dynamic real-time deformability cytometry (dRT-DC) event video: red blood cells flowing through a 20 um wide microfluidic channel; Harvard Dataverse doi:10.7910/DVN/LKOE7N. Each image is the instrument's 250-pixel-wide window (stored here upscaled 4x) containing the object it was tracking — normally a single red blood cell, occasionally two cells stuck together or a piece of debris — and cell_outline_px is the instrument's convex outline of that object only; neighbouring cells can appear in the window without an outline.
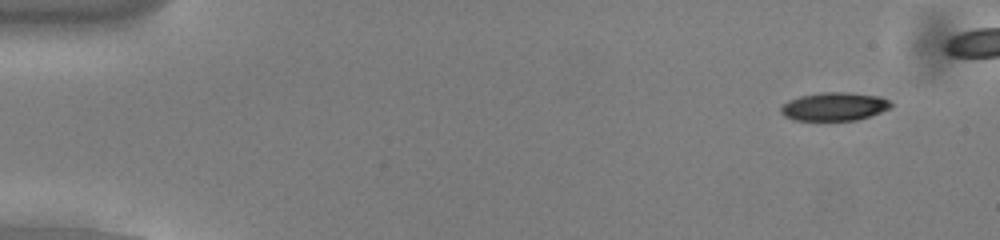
{"species": "common noctule bat (a hibernating species)", "species_latin": "Nyctalus noctula", "temperature_condition": "cold", "stored_images_in_passage": 48, "camera_frame_rate_fps": 3000, "um_per_image_px": 0.085, "animal": {"sex": "male", "body_mass_g": 13.0, "forearm_length_mm": 53.1}, "frame": {"image": 1, "passage_image": 4, "time_ms": 1.0, "image_size_px": [1000, 240], "cell_outline_px": [[892, 104], [888, 108], [880, 112], [856, 120], [792, 120], [784, 116], [780, 112], [780, 108], [788, 100], [800, 96], [820, 92], [848, 92], [880, 96], [888, 100]], "centroid_in_image_um": [70.87, 9.05], "position_along_channel_um": 14.1, "area_um2": 18.09}}
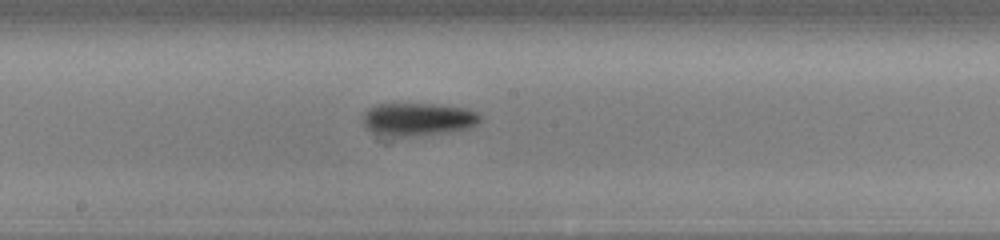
{"frame": {"image": 2, "passage_image": 29, "time_ms": 9.333, "image_size_px": [1000, 240], "cell_outline_px": [[484, 116], [472, 128], [416, 136], [396, 136], [372, 132], [364, 128], [364, 112], [368, 108], [376, 104], [432, 104], [464, 108], [476, 112]], "centroid_in_image_um": [35.53, 10.13], "position_along_channel_um": 212.7, "area_um2": 22.37}}
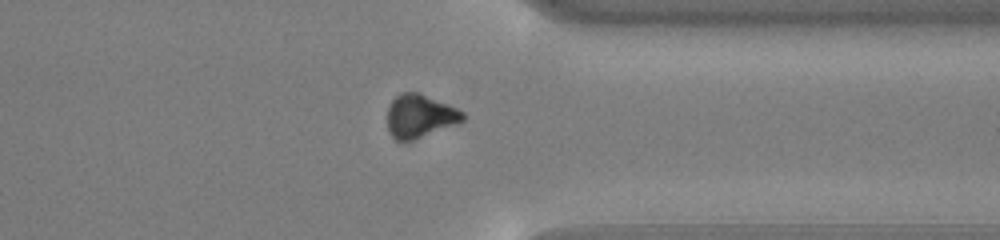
{"frame": {"image": 3, "passage_image": 42, "time_ms": 13.667, "image_size_px": [1000, 240], "cell_outline_px": [[464, 120], [456, 124], [412, 140], [396, 140], [388, 132], [388, 108], [392, 100], [400, 92], [420, 92], [448, 104], [464, 112]], "centroid_in_image_um": [35.68, 9.85], "position_along_channel_um": 375.7, "area_um2": 18.9}, "authors_computed_cell_mechanics": {"area_um2": 20.0277, "velocity_mm_per_s": 3.844, "shape_relaxation_time_tau1_ms": 1.4005, "shape_relaxation_time_tau2_ms": null, "deformation_change_tau1": 0.1057, "deformation_change_tau2": null}}